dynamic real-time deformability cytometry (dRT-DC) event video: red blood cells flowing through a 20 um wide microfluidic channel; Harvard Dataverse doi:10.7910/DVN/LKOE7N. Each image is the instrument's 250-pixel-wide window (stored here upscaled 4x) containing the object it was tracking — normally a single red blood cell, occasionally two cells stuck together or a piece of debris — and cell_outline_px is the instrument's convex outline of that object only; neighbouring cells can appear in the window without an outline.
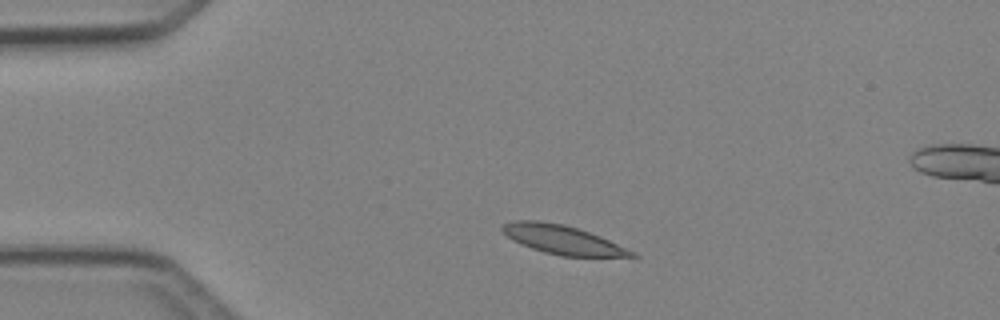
{"species": "Egyptian fruit bat (a non-hibernating species)", "species_latin": "Rousettus aegyptiacus", "temperature_condition": "cold", "stored_images_in_passage": 3, "camera_frame_rate_fps": 3000, "um_per_image_px": 0.085, "animal": {"sex": "female"}, "frame": {"image": 1, "passage_image": 1, "time_ms": 0.0, "image_size_px": [1000, 320], "cell_outline_px": [[640, 256], [636, 260], [560, 256], [544, 252], [532, 248], [512, 240], [500, 228], [504, 224], [512, 220], [540, 220], [564, 224], [600, 236], [636, 252]], "centroid_in_image_um": [48.01, 20.44], "position_along_channel_um": 37.0, "area_um2": 22.72}}